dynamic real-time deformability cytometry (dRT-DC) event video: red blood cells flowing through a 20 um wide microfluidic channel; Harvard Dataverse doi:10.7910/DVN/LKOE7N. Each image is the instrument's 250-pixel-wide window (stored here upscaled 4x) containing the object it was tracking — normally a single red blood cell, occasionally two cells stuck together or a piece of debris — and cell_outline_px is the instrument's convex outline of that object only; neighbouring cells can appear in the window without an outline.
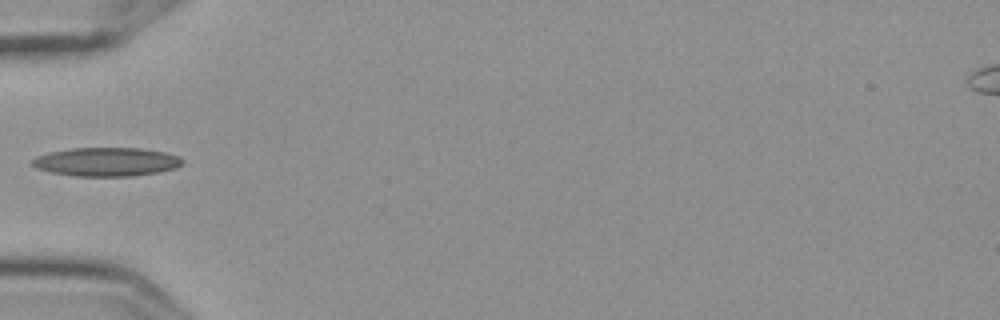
{"species": "Egyptian fruit bat (a non-hibernating species)", "species_latin": "Rousettus aegyptiacus", "temperature_condition": "cold", "stored_images_in_passage": 10, "camera_frame_rate_fps": 3000, "um_per_image_px": 0.085, "frame": {"image": 1, "passage_image": 5, "time_ms": 1.333, "image_size_px": [1000, 320], "cell_outline_px": [[184, 164], [176, 168], [160, 172], [132, 176], [76, 176], [52, 172], [36, 168], [32, 164], [32, 160], [36, 156], [52, 152], [72, 148], [140, 148], [164, 152], [180, 156], [184, 160]], "centroid_in_image_um": [9.11, 13.76], "position_along_channel_um": 75.9, "area_um2": 25.14}}
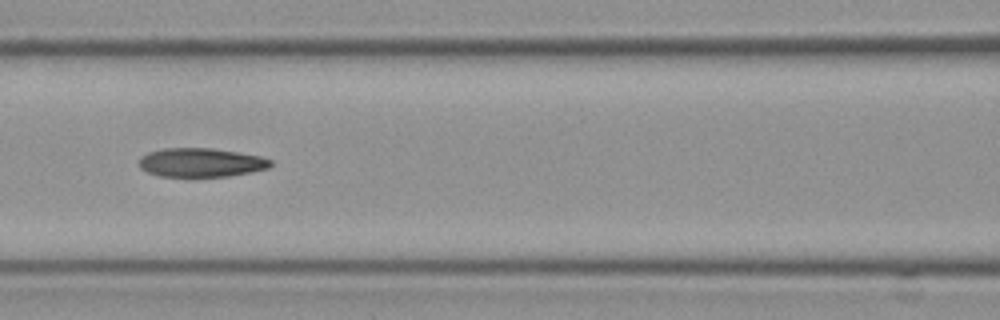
{"frame": {"image": 2, "passage_image": 7, "time_ms": 2.0, "image_size_px": [1000, 320], "cell_outline_px": [[272, 164], [268, 168], [252, 172], [228, 176], [160, 176], [148, 172], [140, 168], [140, 156], [148, 152], [164, 148], [212, 148], [260, 156], [272, 160]], "centroid_in_image_um": [17.09, 13.81], "position_along_channel_um": 149.5, "area_um2": 22.02}}
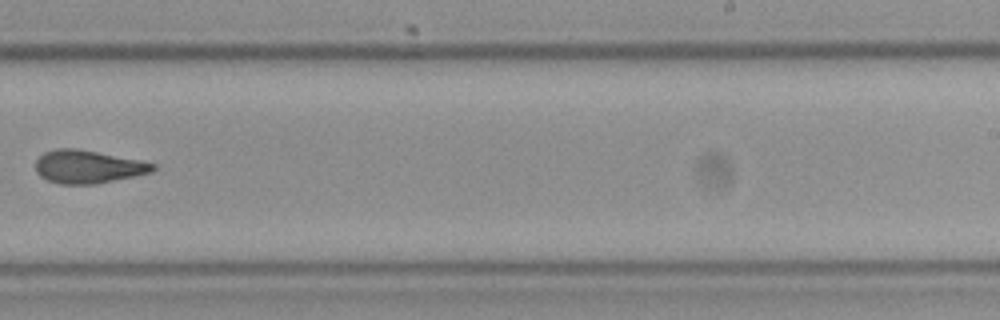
{"frame": {"image": 3, "passage_image": 10, "time_ms": 3.0, "image_size_px": [1000, 320], "cell_outline_px": [[156, 168], [152, 172], [136, 176], [96, 184], [60, 184], [48, 180], [40, 176], [36, 172], [36, 160], [44, 152], [56, 148], [76, 148], [140, 160], [156, 164]], "centroid_in_image_um": [7.48, 14.17], "position_along_channel_um": 281.5, "area_um2": 22.66}}